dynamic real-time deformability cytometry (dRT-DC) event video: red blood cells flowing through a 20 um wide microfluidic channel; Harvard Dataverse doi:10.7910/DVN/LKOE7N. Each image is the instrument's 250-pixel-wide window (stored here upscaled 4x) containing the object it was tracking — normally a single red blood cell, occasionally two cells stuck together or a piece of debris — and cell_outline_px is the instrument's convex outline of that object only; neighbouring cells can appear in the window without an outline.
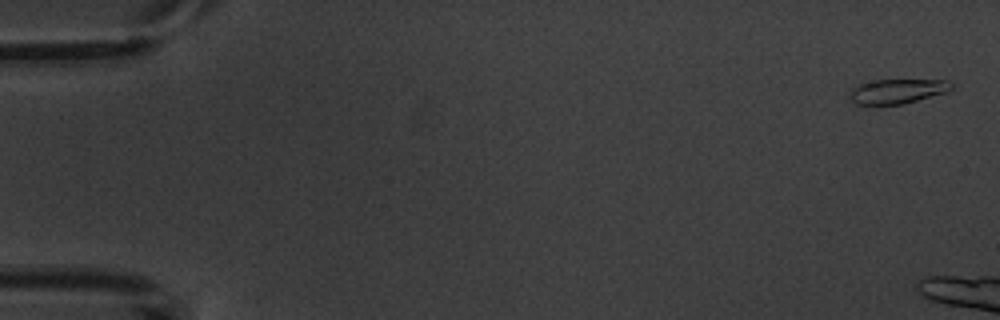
{"species": "common noctule bat (a hibernating species)", "species_latin": "Nyctalus noctula", "temperature_condition": "warm", "stored_images_in_passage": 2, "camera_frame_rate_fps": 3000, "um_per_image_px": 0.085, "animal": {"sex": "male", "body_mass_g": 20.1, "forearm_length_mm": 53.5}, "frame": {"image": 1, "passage_image": 1, "time_ms": 0.0, "image_size_px": [1000, 320], "cell_outline_px": [[952, 88], [944, 92], [904, 104], [856, 104], [848, 96], [848, 92], [852, 88], [860, 84], [876, 80], [948, 80], [952, 84]], "centroid_in_image_um": [76.23, 7.75], "position_along_channel_um": 8.8, "area_um2": 14.33}}